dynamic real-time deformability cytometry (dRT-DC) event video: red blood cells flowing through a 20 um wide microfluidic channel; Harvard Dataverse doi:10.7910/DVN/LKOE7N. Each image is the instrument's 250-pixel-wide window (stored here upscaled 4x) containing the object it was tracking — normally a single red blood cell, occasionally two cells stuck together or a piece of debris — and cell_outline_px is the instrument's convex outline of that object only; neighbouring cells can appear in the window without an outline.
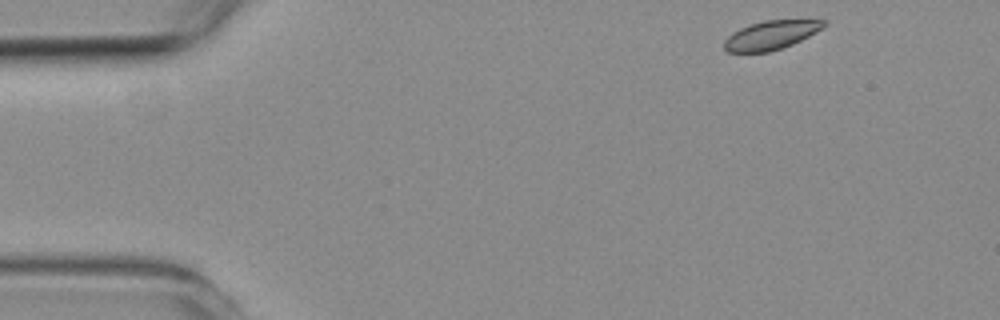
{"species": "common noctule bat (a hibernating species)", "species_latin": "Nyctalus noctula", "temperature_condition": "room temperature", "stored_images_in_passage": 5, "camera_frame_rate_fps": 3000, "um_per_image_px": 0.085, "animal": {"sex": "female", "body_mass_g": 19.3, "forearm_length_mm": 54.1}, "frame": {"image": 1, "passage_image": 1, "time_ms": 0.0, "image_size_px": [1000, 320], "cell_outline_px": [[828, 24], [808, 36], [792, 44], [768, 52], [728, 52], [724, 48], [724, 40], [732, 32], [740, 28], [764, 20], [824, 20]], "centroid_in_image_um": [65.5, 2.98], "position_along_channel_um": 19.5, "area_um2": 16.47}}
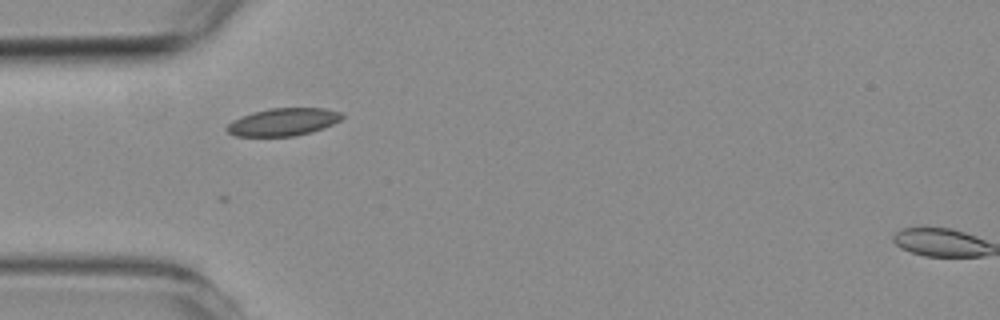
{"frame": {"image": 2, "passage_image": 3, "time_ms": 3.333, "image_size_px": [1000, 320], "cell_outline_px": [[344, 116], [340, 120], [332, 124], [312, 132], [292, 136], [236, 136], [228, 132], [224, 128], [232, 120], [240, 116], [252, 112], [268, 108], [324, 108], [340, 112]], "centroid_in_image_um": [24.03, 10.36], "position_along_channel_um": 61.0, "area_um2": 18.55}}
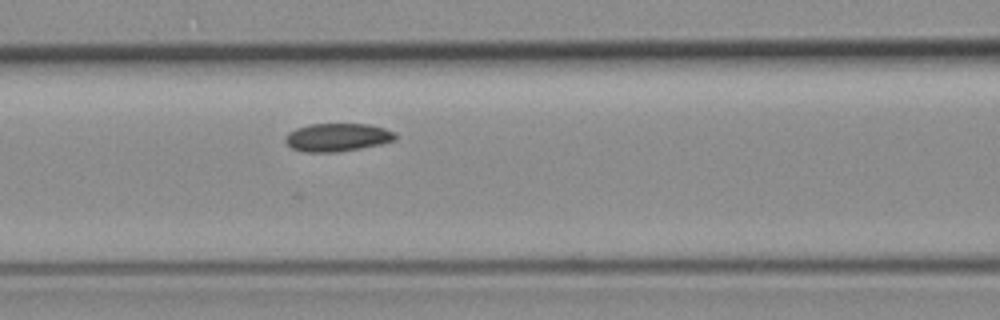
{"frame": {"image": 3, "passage_image": 5, "time_ms": 5.333, "image_size_px": [1000, 320], "cell_outline_px": [[396, 140], [380, 144], [360, 148], [336, 152], [304, 152], [292, 148], [284, 140], [284, 136], [288, 132], [296, 128], [308, 124], [368, 124], [384, 128], [396, 132]], "centroid_in_image_um": [28.66, 11.67], "position_along_channel_um": 137.9, "area_um2": 18.09}}